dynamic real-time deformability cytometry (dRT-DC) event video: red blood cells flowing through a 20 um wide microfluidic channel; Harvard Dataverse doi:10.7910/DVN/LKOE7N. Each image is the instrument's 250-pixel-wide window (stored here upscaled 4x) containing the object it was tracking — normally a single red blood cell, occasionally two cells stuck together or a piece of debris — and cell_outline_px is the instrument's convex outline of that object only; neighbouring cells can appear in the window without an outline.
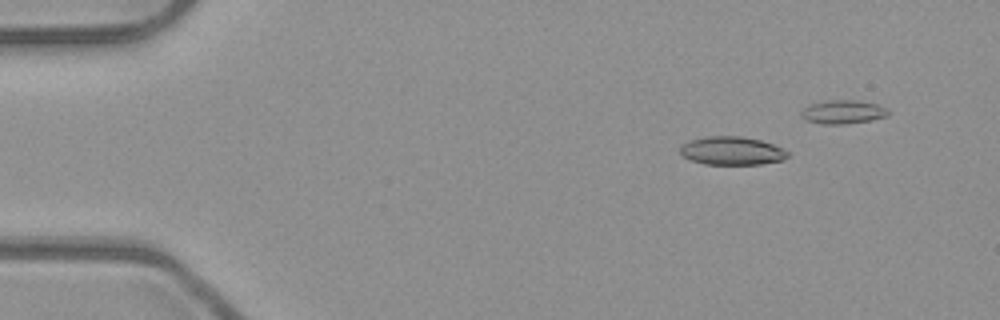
{"species": "common noctule bat (a hibernating species)", "species_latin": "Nyctalus noctula", "temperature_condition": "room temperature", "stored_images_in_passage": 4, "camera_frame_rate_fps": 3000, "um_per_image_px": 0.085, "animal": {"sex": "male", "body_mass_g": 23.1, "forearm_length_mm": 52.7}, "frame": {"image": 1, "passage_image": 2, "time_ms": 0.333, "image_size_px": [1000, 320], "cell_outline_px": [[788, 156], [784, 160], [760, 164], [704, 164], [692, 160], [684, 156], [680, 152], [680, 144], [692, 140], [708, 136], [740, 136], [760, 140], [784, 148], [788, 152]], "centroid_in_image_um": [62.23, 12.82], "position_along_channel_um": 22.8, "area_um2": 17.69}}